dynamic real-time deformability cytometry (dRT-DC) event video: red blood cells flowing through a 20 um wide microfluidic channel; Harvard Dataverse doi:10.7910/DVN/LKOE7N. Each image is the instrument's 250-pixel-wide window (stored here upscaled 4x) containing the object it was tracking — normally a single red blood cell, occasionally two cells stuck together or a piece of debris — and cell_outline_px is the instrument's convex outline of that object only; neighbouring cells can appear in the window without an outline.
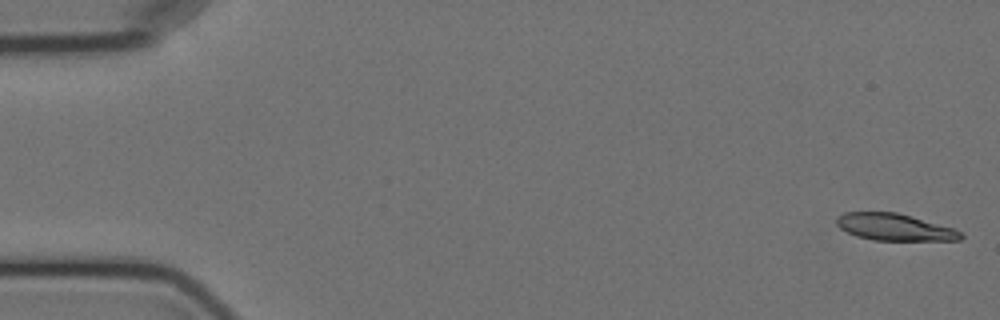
{"species": "Egyptian fruit bat (a non-hibernating species)", "species_latin": "Rousettus aegyptiacus", "temperature_condition": "cold", "stored_images_in_passage": 5, "camera_frame_rate_fps": 3000, "um_per_image_px": 0.085, "animal": {"sex": "female"}, "frame": {"image": 1, "passage_image": 1, "time_ms": 0.0, "image_size_px": [1000, 320], "cell_outline_px": [[964, 236], [960, 240], [872, 240], [856, 236], [840, 228], [836, 224], [836, 216], [844, 212], [896, 212], [952, 228], [960, 232]], "centroid_in_image_um": [75.97, 19.3], "position_along_channel_um": 9.0, "area_um2": 19.25}}